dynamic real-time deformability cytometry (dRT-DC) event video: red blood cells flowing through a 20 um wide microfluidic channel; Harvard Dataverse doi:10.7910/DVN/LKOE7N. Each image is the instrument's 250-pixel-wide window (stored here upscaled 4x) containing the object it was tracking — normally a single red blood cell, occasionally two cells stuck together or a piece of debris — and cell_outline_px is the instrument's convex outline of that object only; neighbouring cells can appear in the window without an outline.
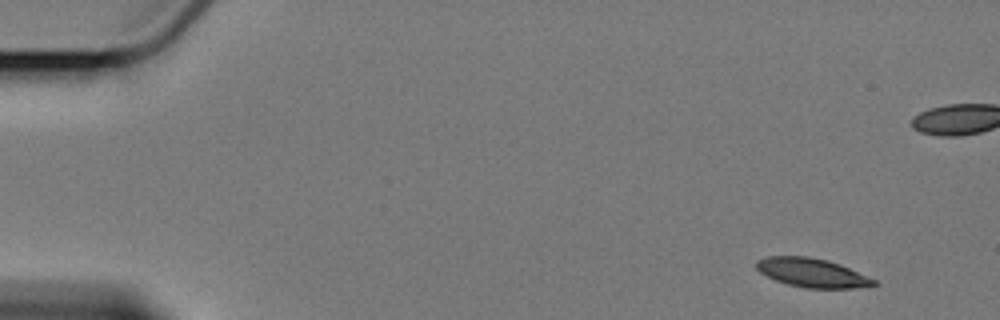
{"species": "Egyptian fruit bat (a non-hibernating species)", "species_latin": "Rousettus aegyptiacus", "temperature_condition": "cold", "stored_images_in_passage": 15, "camera_frame_rate_fps": 3000, "um_per_image_px": 0.085, "animal": {"sex": "female"}, "frame": {"image": 1, "passage_image": 1, "time_ms": 0.0, "image_size_px": [1000, 320], "cell_outline_px": [[880, 284], [852, 288], [804, 288], [788, 284], [776, 280], [760, 272], [756, 268], [756, 260], [768, 256], [808, 256], [828, 260], [840, 264], [876, 280]], "centroid_in_image_um": [69.02, 23.18], "position_along_channel_um": 16.0, "area_um2": 19.71}}
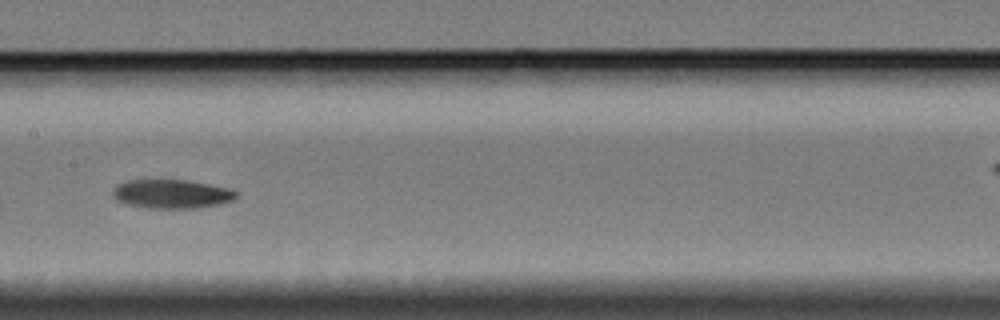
{"frame": {"image": 2, "passage_image": 8, "time_ms": 8.667, "image_size_px": [1000, 320], "cell_outline_px": [[236, 196], [232, 200], [220, 204], [196, 208], [148, 208], [128, 204], [116, 200], [112, 196], [112, 192], [120, 184], [128, 180], [188, 180], [232, 188], [236, 192]], "centroid_in_image_um": [14.62, 16.48], "position_along_channel_um": 192.8, "area_um2": 20.69}}
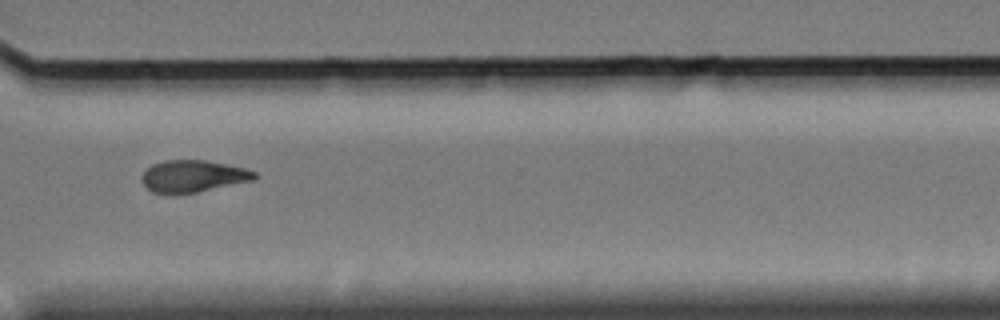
{"frame": {"image": 3, "passage_image": 13, "time_ms": 15.667, "image_size_px": [1000, 320], "cell_outline_px": [[256, 180], [196, 192], [172, 196], [168, 196], [152, 192], [140, 180], [140, 176], [152, 164], [164, 160], [204, 160], [244, 168], [256, 172]], "centroid_in_image_um": [16.36, 15.0], "position_along_channel_um": 354.2, "area_um2": 21.33}}